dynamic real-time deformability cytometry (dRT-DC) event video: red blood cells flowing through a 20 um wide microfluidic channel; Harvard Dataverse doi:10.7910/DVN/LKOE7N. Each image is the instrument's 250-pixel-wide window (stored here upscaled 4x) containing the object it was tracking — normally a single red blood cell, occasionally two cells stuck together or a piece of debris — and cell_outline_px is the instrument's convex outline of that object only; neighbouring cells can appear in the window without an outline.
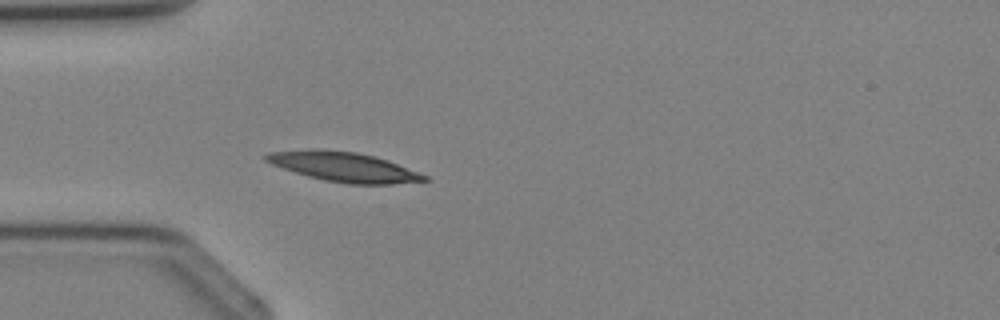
{"species": "Egyptian fruit bat (a non-hibernating species)", "species_latin": "Rousettus aegyptiacus", "temperature_condition": "cold", "stored_images_in_passage": 2, "camera_frame_rate_fps": 3000, "um_per_image_px": 0.085, "animal": {"sex": "female"}, "frame": {"image": 1, "passage_image": 2, "time_ms": 1.333, "image_size_px": [1000, 320], "cell_outline_px": [[432, 180], [392, 184], [348, 184], [324, 180], [308, 176], [272, 164], [264, 160], [264, 156], [268, 152], [316, 148], [356, 152], [388, 160], [428, 176]], "centroid_in_image_um": [29.23, 14.18], "position_along_channel_um": 55.8, "area_um2": 27.22}}